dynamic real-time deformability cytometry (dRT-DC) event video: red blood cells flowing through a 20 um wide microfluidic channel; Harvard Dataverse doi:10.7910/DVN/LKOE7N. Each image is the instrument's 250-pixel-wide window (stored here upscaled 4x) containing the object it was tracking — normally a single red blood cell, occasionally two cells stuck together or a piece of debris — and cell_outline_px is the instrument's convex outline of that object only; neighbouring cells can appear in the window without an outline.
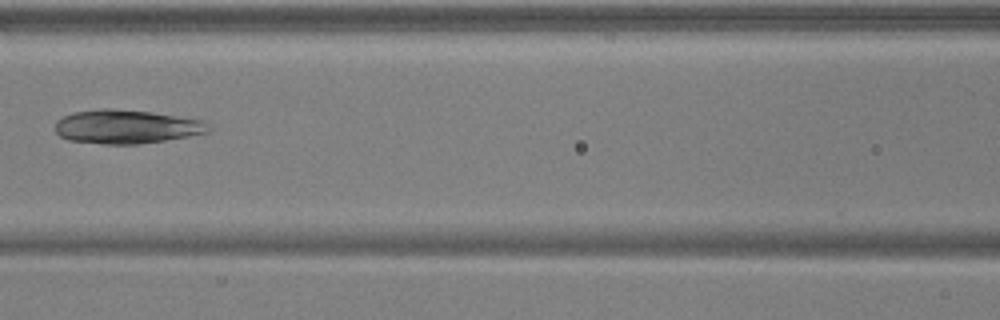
{"species": "common noctule bat (a hibernating species)", "species_latin": "Nyctalus noctula", "temperature_condition": "warm", "stored_images_in_passage": 7, "camera_frame_rate_fps": 3000, "um_per_image_px": 0.085, "animal": {"sex": "male", "body_mass_g": 17.9, "forearm_length_mm": 54.2}, "frame": {"image": 1, "passage_image": 7, "time_ms": 2.0, "image_size_px": [1000, 320], "cell_outline_px": [[208, 132], [188, 136], [140, 144], [104, 144], [68, 140], [60, 136], [56, 132], [56, 120], [72, 112], [104, 108], [112, 108], [152, 112], [204, 120], [208, 128]], "centroid_in_image_um": [10.71, 10.76], "position_along_channel_um": 155.9, "area_um2": 30.11}}